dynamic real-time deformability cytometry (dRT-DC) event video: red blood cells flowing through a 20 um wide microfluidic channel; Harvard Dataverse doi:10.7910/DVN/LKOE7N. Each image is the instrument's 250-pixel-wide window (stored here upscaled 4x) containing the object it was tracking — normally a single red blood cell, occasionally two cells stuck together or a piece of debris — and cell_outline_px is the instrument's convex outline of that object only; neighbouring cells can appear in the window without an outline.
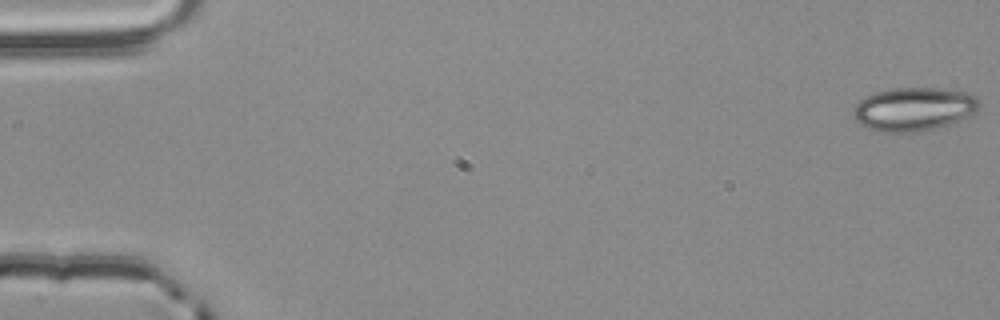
{"species": "common noctule bat (a hibernating species)", "species_latin": "Nyctalus noctula", "temperature_condition": "room temperature", "stored_images_in_passage": 55, "camera_frame_rate_fps": 3000, "um_per_image_px": 0.085, "animal": {"sex": "male", "body_mass_g": 20.4}, "frame": {"image": 1, "passage_image": 1, "time_ms": 0.0, "image_size_px": [1000, 320], "cell_outline_px": [[980, 108], [976, 112], [960, 120], [936, 128], [916, 132], [884, 132], [868, 128], [860, 124], [852, 116], [852, 108], [864, 96], [876, 92], [892, 88], [940, 88], [964, 92], [976, 96], [980, 100]], "centroid_in_image_um": [77.66, 9.27], "position_along_channel_um": 7.3, "area_um2": 32.14}}
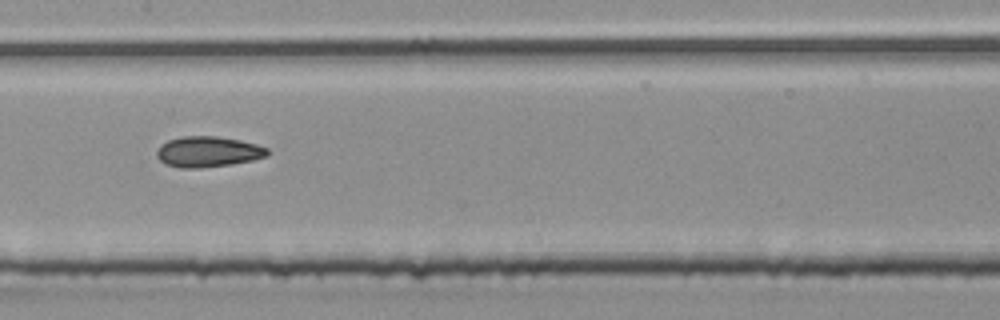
{"frame": {"image": 2, "passage_image": 28, "time_ms": 9.0, "image_size_px": [1000, 320], "cell_outline_px": [[268, 156], [252, 160], [232, 164], [200, 168], [180, 168], [168, 164], [160, 160], [156, 156], [156, 152], [160, 144], [168, 140], [184, 136], [216, 136], [240, 140], [256, 144], [268, 148]], "centroid_in_image_um": [17.68, 12.89], "position_along_channel_um": 189.7, "area_um2": 19.77}}
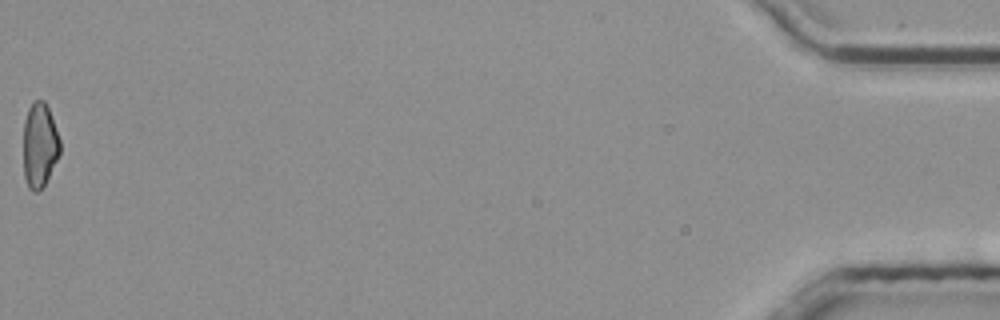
{"frame": {"image": 3, "passage_image": 55, "time_ms": 18.0, "image_size_px": [1000, 320], "cell_outline_px": [[60, 152], [44, 184], [36, 192], [32, 192], [28, 188], [24, 176], [24, 120], [28, 108], [36, 100], [44, 100], [48, 108], [60, 140]], "centroid_in_image_um": [3.35, 12.33], "position_along_channel_um": 431.9, "area_um2": 17.74}, "authors_computed_cell_mechanics": {"area_um2": 19.4208, "velocity_mm_per_s": 3.8699, "shape_relaxation_time_tau1_ms": null, "shape_relaxation_time_tau2_ms": 3.2527, "deformation_change_tau1": null, "deformation_change_tau2": 0.0992}}